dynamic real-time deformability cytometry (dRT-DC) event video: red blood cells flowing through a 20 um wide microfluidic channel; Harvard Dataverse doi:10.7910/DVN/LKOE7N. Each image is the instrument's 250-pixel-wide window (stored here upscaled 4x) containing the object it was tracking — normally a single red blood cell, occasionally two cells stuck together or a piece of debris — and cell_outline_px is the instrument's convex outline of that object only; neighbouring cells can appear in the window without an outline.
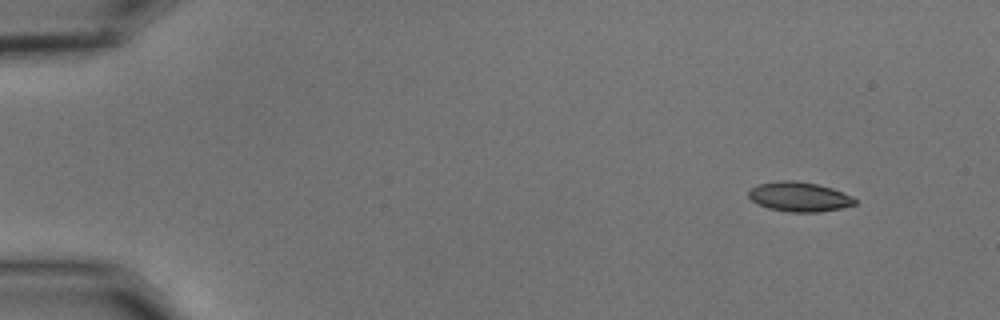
{"species": "common noctule bat (a hibernating species)", "species_latin": "Nyctalus noctula", "temperature_condition": "cold", "stored_images_in_passage": 8, "camera_frame_rate_fps": 3000, "um_per_image_px": 0.085, "animal": {"sex": "male", "body_mass_g": 15.6}, "frame": {"image": 1, "passage_image": 1, "time_ms": 0.0, "image_size_px": [1000, 320], "cell_outline_px": [[856, 204], [840, 208], [820, 212], [788, 212], [768, 208], [756, 204], [748, 196], [748, 192], [752, 188], [760, 184], [780, 180], [796, 180], [816, 184], [832, 188], [852, 196], [856, 200]], "centroid_in_image_um": [67.93, 16.73], "position_along_channel_um": 17.1, "area_um2": 18.32}}